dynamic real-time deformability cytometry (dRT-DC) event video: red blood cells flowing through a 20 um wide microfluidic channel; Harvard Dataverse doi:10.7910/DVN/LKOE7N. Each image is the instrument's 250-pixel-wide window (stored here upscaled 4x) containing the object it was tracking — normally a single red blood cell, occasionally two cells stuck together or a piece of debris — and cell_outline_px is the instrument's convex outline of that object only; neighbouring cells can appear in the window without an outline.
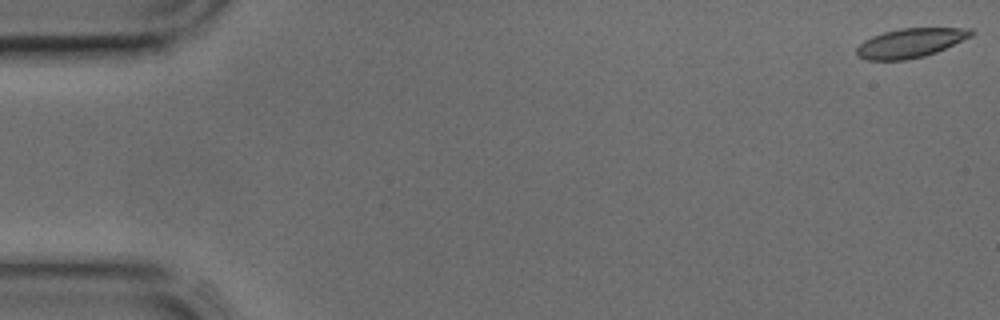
{"species": "common noctule bat (a hibernating species)", "species_latin": "Nyctalus noctula", "temperature_condition": "cold", "stored_images_in_passage": 17, "camera_frame_rate_fps": 3000, "um_per_image_px": 0.085, "animal": {"sex": "male", "body_mass_g": 17.9, "forearm_length_mm": 54.2}, "frame": {"image": 1, "passage_image": 1, "time_ms": 0.0, "image_size_px": [1000, 320], "cell_outline_px": [[976, 32], [972, 36], [936, 52], [924, 56], [904, 60], [864, 60], [856, 56], [856, 48], [864, 40], [872, 36], [884, 32], [900, 28], [972, 28]], "centroid_in_image_um": [77.37, 3.65], "position_along_channel_um": 7.6, "area_um2": 19.59}}
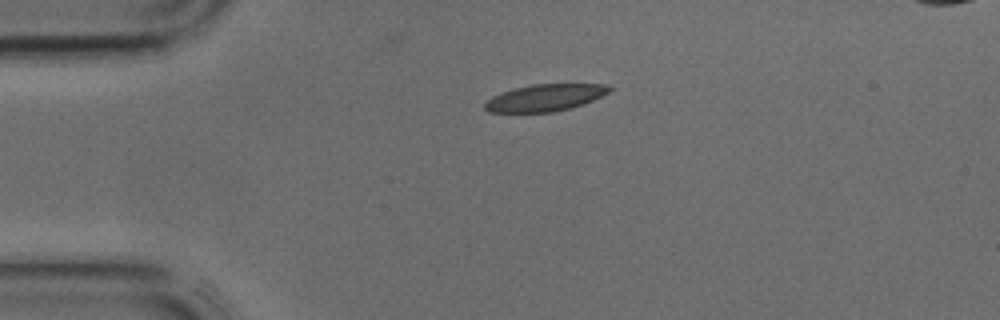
{"frame": {"image": 2, "passage_image": 10, "time_ms": 3.0, "image_size_px": [1000, 320], "cell_outline_px": [[612, 88], [608, 92], [584, 104], [552, 112], [488, 112], [484, 108], [484, 104], [492, 96], [512, 88], [532, 84], [608, 84]], "centroid_in_image_um": [46.3, 8.29], "position_along_channel_um": 38.7, "area_um2": 19.42}}
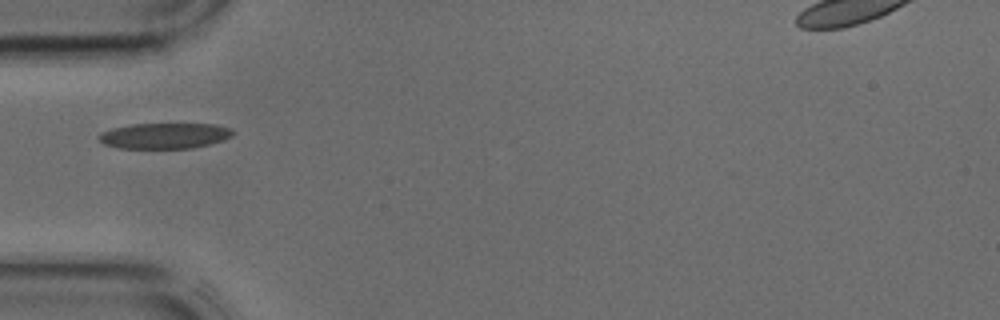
{"frame": {"image": 3, "passage_image": 14, "time_ms": 4.333, "image_size_px": [1000, 320], "cell_outline_px": [[236, 132], [232, 136], [224, 140], [192, 148], [116, 148], [104, 144], [96, 136], [100, 132], [112, 128], [132, 124], [216, 124], [232, 128]], "centroid_in_image_um": [14.0, 11.53], "position_along_channel_um": 71.0, "area_um2": 20.23}}